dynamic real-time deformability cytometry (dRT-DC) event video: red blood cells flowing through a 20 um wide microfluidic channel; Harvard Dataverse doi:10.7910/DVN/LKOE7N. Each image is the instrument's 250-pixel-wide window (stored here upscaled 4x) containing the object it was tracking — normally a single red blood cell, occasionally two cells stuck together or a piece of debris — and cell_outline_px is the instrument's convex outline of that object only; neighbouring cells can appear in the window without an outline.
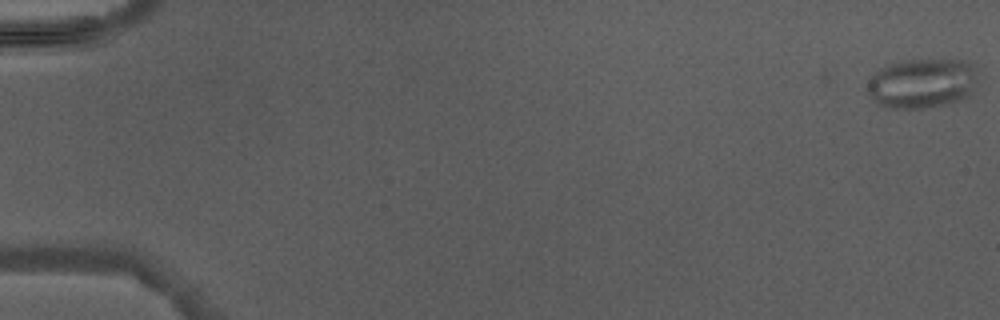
{"species": "Egyptian fruit bat (a non-hibernating species)", "species_latin": "Rousettus aegyptiacus", "temperature_condition": "warm", "stored_images_in_passage": 4, "camera_frame_rate_fps": 3000, "um_per_image_px": 0.085, "animal": {"sex": "male"}, "frame": {"image": 1, "passage_image": 1, "time_ms": 0.0, "image_size_px": [1000, 320], "cell_outline_px": [[980, 68], [972, 92], [968, 96], [960, 100], [944, 104], [924, 108], [888, 108], [880, 104], [868, 92], [868, 80], [880, 68], [888, 64], [904, 60], [964, 60]], "centroid_in_image_um": [78.43, 7.06], "position_along_channel_um": 6.6, "area_um2": 32.02}}